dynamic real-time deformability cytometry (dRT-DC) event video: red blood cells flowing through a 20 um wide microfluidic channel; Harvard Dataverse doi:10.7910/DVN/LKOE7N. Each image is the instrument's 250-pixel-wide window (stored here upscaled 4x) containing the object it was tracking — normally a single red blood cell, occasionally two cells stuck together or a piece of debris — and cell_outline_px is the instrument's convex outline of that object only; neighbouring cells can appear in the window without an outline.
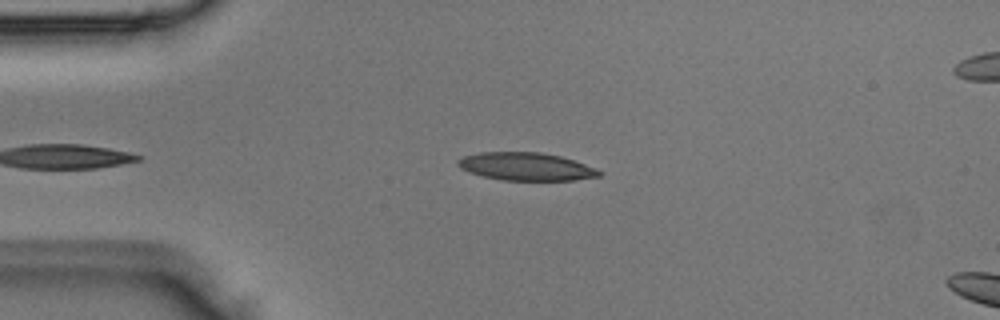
{"species": "Egyptian fruit bat (a non-hibernating species)", "species_latin": "Rousettus aegyptiacus", "temperature_condition": "room temperature", "stored_images_in_passage": 3, "camera_frame_rate_fps": 3000, "um_per_image_px": 0.085, "animal": {"sex": "male"}, "frame": {"image": 1, "passage_image": 3, "time_ms": 0.667, "image_size_px": [1000, 320], "cell_outline_px": [[604, 172], [600, 176], [572, 180], [504, 180], [484, 176], [468, 172], [460, 168], [456, 164], [456, 160], [464, 156], [480, 152], [540, 152], [560, 156], [596, 168]], "centroid_in_image_um": [44.69, 14.15], "position_along_channel_um": 40.3, "area_um2": 22.89}}